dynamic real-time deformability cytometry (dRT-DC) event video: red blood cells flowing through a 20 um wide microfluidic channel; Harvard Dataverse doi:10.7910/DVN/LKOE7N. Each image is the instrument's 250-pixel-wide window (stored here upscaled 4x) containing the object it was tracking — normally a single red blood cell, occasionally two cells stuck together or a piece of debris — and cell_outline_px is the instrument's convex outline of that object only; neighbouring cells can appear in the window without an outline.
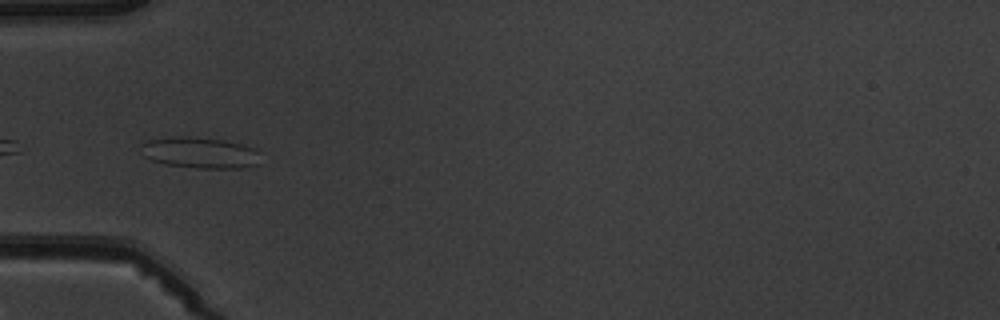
{"species": "common noctule bat (a hibernating species)", "species_latin": "Nyctalus noctula", "temperature_condition": "warm", "stored_images_in_passage": 8, "camera_frame_rate_fps": 3000, "um_per_image_px": 0.085, "animal": {"sex": "male", "body_mass_g": 19.5, "forearm_length_mm": 54.6}, "frame": {"image": 1, "passage_image": 7, "time_ms": 7.0, "image_size_px": [1000, 320], "cell_outline_px": [[260, 164], [240, 168], [196, 168], [168, 164], [152, 160], [144, 156], [140, 144], [148, 140], [172, 136], [188, 136], [224, 140], [240, 144], [252, 148], [256, 152]], "centroid_in_image_um": [16.96, 12.97], "position_along_channel_um": 68.0, "area_um2": 21.44}}
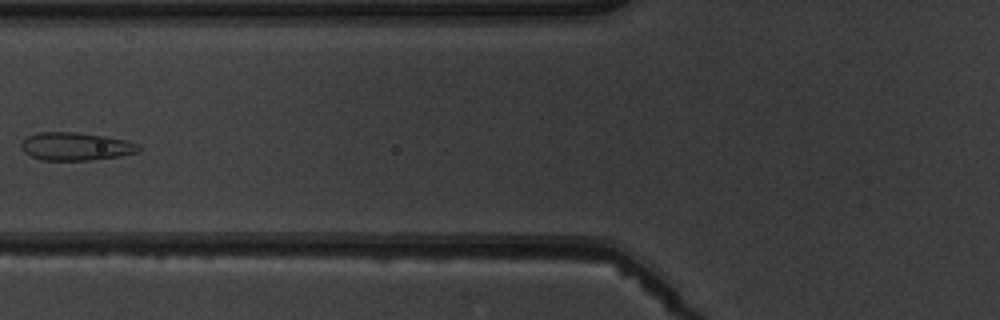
{"frame": {"image": 2, "passage_image": 8, "time_ms": 8.333, "image_size_px": [1000, 320], "cell_outline_px": [[140, 152], [120, 156], [92, 160], [40, 160], [24, 152], [20, 148], [20, 144], [28, 136], [36, 132], [76, 132], [104, 136], [128, 140], [136, 144], [140, 148]], "centroid_in_image_um": [6.43, 12.45], "position_along_channel_um": 119.4, "area_um2": 19.25}}